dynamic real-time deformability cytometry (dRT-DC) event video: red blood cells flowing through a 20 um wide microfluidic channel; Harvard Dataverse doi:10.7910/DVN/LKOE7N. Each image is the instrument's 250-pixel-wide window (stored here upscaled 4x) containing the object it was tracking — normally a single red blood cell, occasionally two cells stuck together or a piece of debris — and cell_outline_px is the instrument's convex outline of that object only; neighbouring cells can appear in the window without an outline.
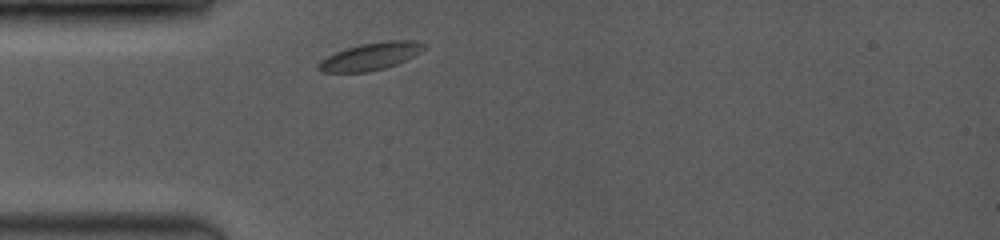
{"species": "common noctule bat (a hibernating species)", "species_latin": "Nyctalus noctula", "temperature_condition": "room temperature", "stored_images_in_passage": 5, "camera_frame_rate_fps": 3500, "um_per_image_px": 0.085, "animal": {"sex": "female", "body_mass_g": 19.0, "forearm_length_mm": 53.3}, "frame": {"image": 1, "passage_image": 1, "time_ms": 0.0, "image_size_px": [1000, 240], "cell_outline_px": [[428, 44], [420, 52], [396, 64], [384, 68], [368, 72], [320, 72], [316, 68], [316, 64], [320, 60], [344, 48], [360, 44], [384, 40], [416, 40]], "centroid_in_image_um": [31.47, 4.78], "position_along_channel_um": 53.5, "area_um2": 16.99}}
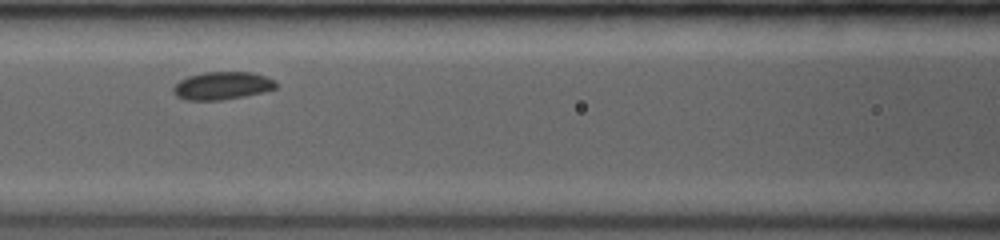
{"frame": {"image": 2, "passage_image": 4, "time_ms": 2.571, "image_size_px": [1000, 240], "cell_outline_px": [[280, 84], [276, 88], [244, 96], [220, 100], [184, 100], [176, 96], [172, 92], [172, 88], [180, 80], [188, 76], [204, 72], [252, 72], [276, 80]], "centroid_in_image_um": [18.88, 7.28], "position_along_channel_um": 147.7, "area_um2": 16.7}}
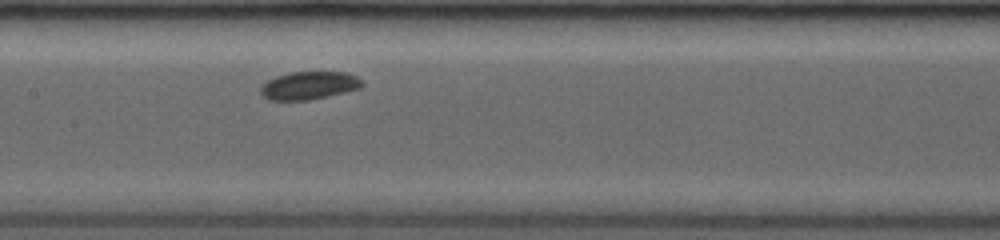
{"frame": {"image": 3, "passage_image": 5, "time_ms": 3.429, "image_size_px": [1000, 240], "cell_outline_px": [[364, 84], [360, 88], [328, 96], [308, 100], [268, 100], [260, 92], [260, 88], [268, 80], [276, 76], [288, 72], [344, 72], [356, 76], [364, 80]], "centroid_in_image_um": [26.28, 7.26], "position_along_channel_um": 181.1, "area_um2": 16.53}}